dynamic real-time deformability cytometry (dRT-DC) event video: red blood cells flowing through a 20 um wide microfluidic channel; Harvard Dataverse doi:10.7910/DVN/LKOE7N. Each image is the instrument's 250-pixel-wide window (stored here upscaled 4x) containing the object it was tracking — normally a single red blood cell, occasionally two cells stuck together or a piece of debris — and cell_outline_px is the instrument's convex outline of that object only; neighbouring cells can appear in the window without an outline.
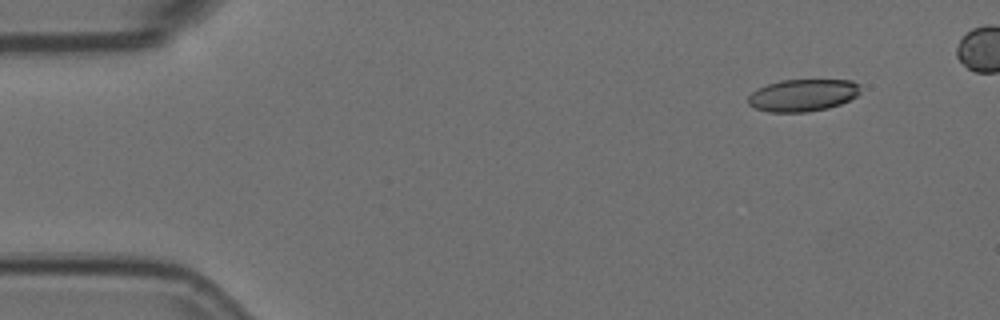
{"species": "Egyptian fruit bat (a non-hibernating species)", "species_latin": "Rousettus aegyptiacus", "temperature_condition": "room temperature", "stored_images_in_passage": 5, "camera_frame_rate_fps": 3000, "um_per_image_px": 0.085, "animal": {"sex": "female"}, "frame": {"image": 1, "passage_image": 1, "time_ms": 0.0, "image_size_px": [1000, 320], "cell_outline_px": [[860, 92], [856, 96], [840, 104], [828, 108], [808, 112], [768, 112], [756, 108], [748, 104], [748, 96], [756, 88], [780, 80], [852, 80], [860, 84]], "centroid_in_image_um": [68.23, 8.09], "position_along_channel_um": 16.8, "area_um2": 21.15}}